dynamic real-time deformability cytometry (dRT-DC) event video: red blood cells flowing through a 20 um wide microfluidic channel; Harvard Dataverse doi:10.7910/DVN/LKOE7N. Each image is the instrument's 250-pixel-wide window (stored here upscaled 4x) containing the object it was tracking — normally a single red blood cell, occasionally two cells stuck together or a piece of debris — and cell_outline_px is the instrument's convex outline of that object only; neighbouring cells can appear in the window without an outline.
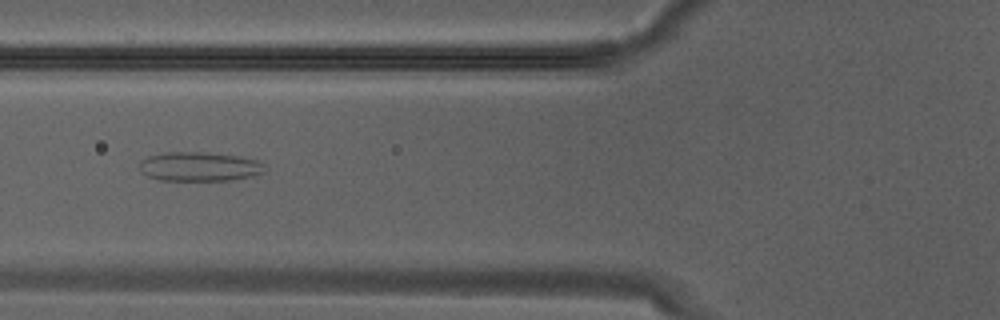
{"species": "Egyptian fruit bat (a non-hibernating species)", "species_latin": "Rousettus aegyptiacus", "temperature_condition": "warm", "stored_images_in_passage": 12, "camera_frame_rate_fps": 3000, "um_per_image_px": 0.085, "animal": {"sex": "male"}, "frame": {"image": 1, "passage_image": 9, "time_ms": 2.667, "image_size_px": [1000, 320], "cell_outline_px": [[264, 164], [260, 172], [252, 176], [228, 180], [160, 180], [148, 176], [140, 172], [140, 160], [148, 156], [168, 152], [208, 152], [236, 156], [256, 160]], "centroid_in_image_um": [16.87, 14.15], "position_along_channel_um": 108.9, "area_um2": 21.04}}